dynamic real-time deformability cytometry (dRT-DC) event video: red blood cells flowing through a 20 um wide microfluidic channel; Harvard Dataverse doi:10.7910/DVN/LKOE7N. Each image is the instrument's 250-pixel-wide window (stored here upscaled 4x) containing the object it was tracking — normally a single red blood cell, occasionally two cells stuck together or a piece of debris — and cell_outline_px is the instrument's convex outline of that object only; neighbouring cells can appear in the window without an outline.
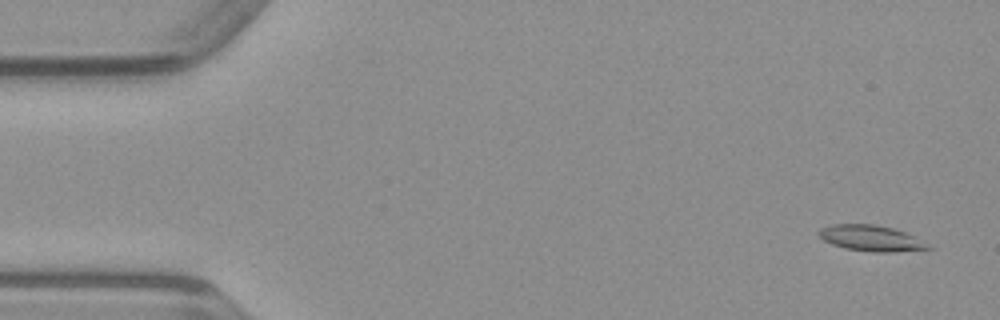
{"species": "common noctule bat (a hibernating species)", "species_latin": "Nyctalus noctula", "temperature_condition": "warm", "stored_images_in_passage": 50, "camera_frame_rate_fps": 3000, "um_per_image_px": 0.085, "animal": {"sex": "male", "body_mass_g": 23.1, "forearm_length_mm": 52.7}, "frame": {"image": 1, "passage_image": 3, "time_ms": 0.667, "image_size_px": [1000, 320], "cell_outline_px": [[932, 248], [892, 252], [872, 252], [844, 248], [832, 244], [824, 240], [816, 232], [820, 228], [832, 224], [876, 224], [892, 228], [904, 232], [912, 236]], "centroid_in_image_um": [73.94, 20.24], "position_along_channel_um": 11.1, "area_um2": 16.18}}
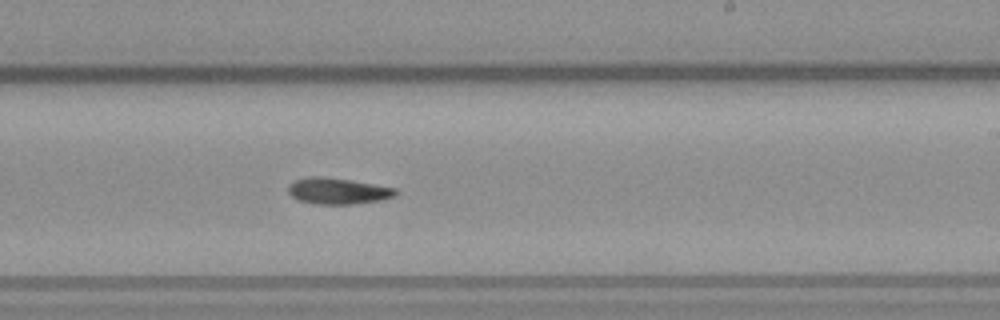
{"frame": {"image": 2, "passage_image": 30, "time_ms": 9.667, "image_size_px": [1000, 320], "cell_outline_px": [[400, 192], [396, 196], [380, 200], [352, 204], [316, 204], [300, 200], [292, 196], [288, 192], [288, 184], [292, 180], [308, 176], [324, 176], [352, 180], [396, 188]], "centroid_in_image_um": [28.71, 16.22], "position_along_channel_um": 260.3, "area_um2": 16.65}}
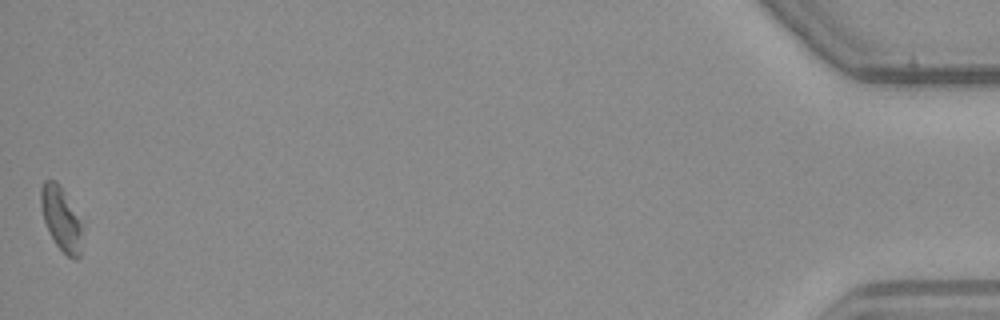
{"frame": {"image": 3, "passage_image": 50, "time_ms": 16.333, "image_size_px": [1000, 320], "cell_outline_px": [[80, 256], [76, 260], [68, 256], [56, 244], [44, 220], [40, 204], [40, 188], [44, 180], [56, 180], [60, 184], [80, 224]], "centroid_in_image_um": [5.14, 18.55], "position_along_channel_um": 430.1, "area_um2": 14.62}}